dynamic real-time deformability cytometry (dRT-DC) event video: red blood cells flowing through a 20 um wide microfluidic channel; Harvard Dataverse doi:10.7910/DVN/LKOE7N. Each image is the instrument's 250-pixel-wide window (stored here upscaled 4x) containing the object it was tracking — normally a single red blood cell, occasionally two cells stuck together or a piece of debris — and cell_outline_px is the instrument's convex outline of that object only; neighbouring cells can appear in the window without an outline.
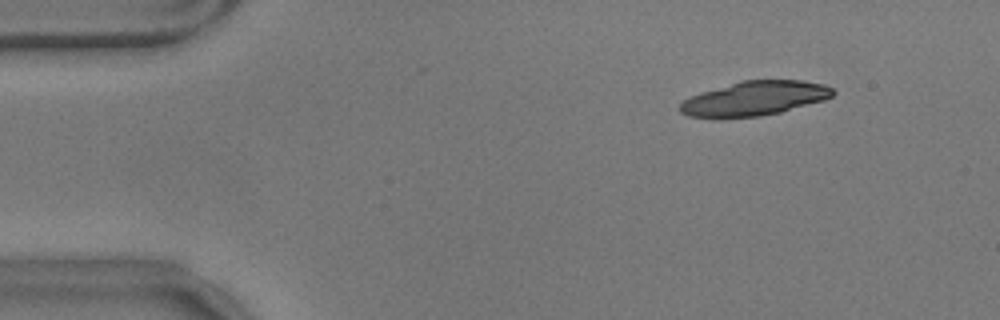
{"species": "common noctule bat (a hibernating species)", "species_latin": "Nyctalus noctula", "temperature_condition": "warm", "stored_images_in_passage": 14, "camera_frame_rate_fps": 3000, "um_per_image_px": 0.085, "animal": {"sex": "male", "body_mass_g": 17.9}, "frame": {"image": 1, "passage_image": 1, "time_ms": 0.0, "image_size_px": [1000, 320], "cell_outline_px": [[836, 92], [832, 96], [824, 100], [780, 112], [760, 116], [720, 120], [716, 120], [688, 116], [680, 112], [680, 104], [684, 100], [700, 92], [740, 80], [804, 80], [824, 84], [832, 88]], "centroid_in_image_um": [64.09, 8.39], "position_along_channel_um": 20.9, "area_um2": 31.27}}